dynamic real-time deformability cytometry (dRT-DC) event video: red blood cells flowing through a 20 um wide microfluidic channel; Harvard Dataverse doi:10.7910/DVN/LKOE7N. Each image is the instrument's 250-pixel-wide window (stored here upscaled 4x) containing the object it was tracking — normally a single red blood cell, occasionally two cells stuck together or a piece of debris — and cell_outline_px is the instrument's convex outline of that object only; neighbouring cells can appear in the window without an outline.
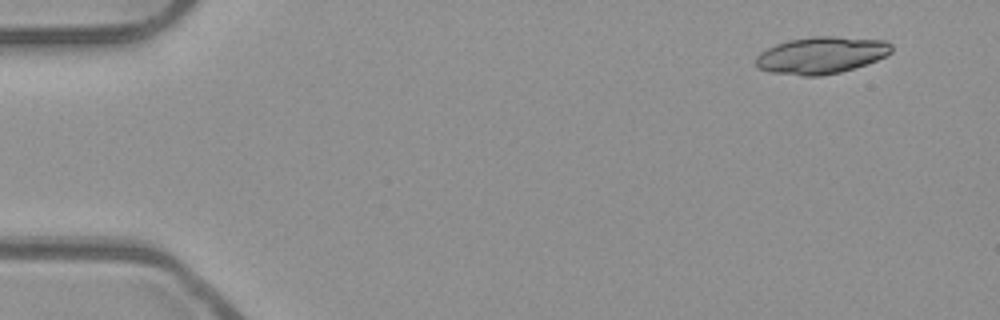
{"species": "common noctule bat (a hibernating species)", "species_latin": "Nyctalus noctula", "temperature_condition": "room temperature", "stored_images_in_passage": 49, "camera_frame_rate_fps": 3000, "um_per_image_px": 0.085, "animal": {"sex": "male", "body_mass_g": 23.1, "forearm_length_mm": 52.7}, "frame": {"image": 1, "passage_image": 1, "time_ms": 0.0, "image_size_px": [1000, 320], "cell_outline_px": [[892, 52], [876, 60], [840, 72], [820, 76], [800, 76], [772, 72], [756, 68], [756, 56], [760, 52], [776, 44], [788, 40], [812, 36], [836, 36], [884, 40], [892, 44]], "centroid_in_image_um": [69.78, 4.68], "position_along_channel_um": 15.2, "area_um2": 29.19}}
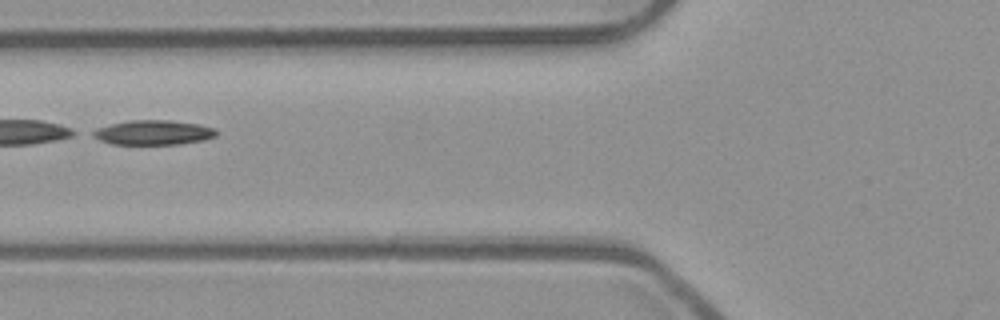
{"frame": {"image": 2, "passage_image": 18, "time_ms": 5.667, "image_size_px": [1000, 320], "cell_outline_px": [[216, 136], [204, 140], [180, 144], [112, 144], [100, 140], [92, 136], [88, 132], [96, 128], [128, 120], [172, 120], [200, 124], [216, 128]], "centroid_in_image_um": [13.02, 11.26], "position_along_channel_um": 112.8, "area_um2": 17.92}}
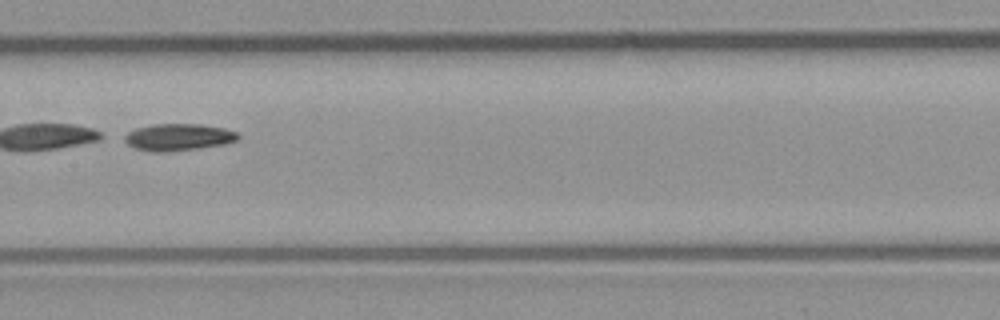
{"frame": {"image": 3, "passage_image": 24, "time_ms": 7.667, "image_size_px": [1000, 320], "cell_outline_px": [[240, 136], [236, 140], [224, 144], [200, 148], [164, 152], [152, 152], [136, 148], [128, 144], [120, 136], [136, 128], [152, 124], [200, 124], [224, 128], [236, 132]], "centroid_in_image_um": [15.12, 11.65], "position_along_channel_um": 192.3, "area_um2": 17.86}, "authors_computed_cell_mechanics": {"area_um2": 29.189, "velocity_mm_per_s": 3.9314, "shape_relaxation_time_tau1_ms": 1.1115, "shape_relaxation_time_tau2_ms": null, "deformation_change_tau1": 0.2416, "deformation_change_tau2": null}}